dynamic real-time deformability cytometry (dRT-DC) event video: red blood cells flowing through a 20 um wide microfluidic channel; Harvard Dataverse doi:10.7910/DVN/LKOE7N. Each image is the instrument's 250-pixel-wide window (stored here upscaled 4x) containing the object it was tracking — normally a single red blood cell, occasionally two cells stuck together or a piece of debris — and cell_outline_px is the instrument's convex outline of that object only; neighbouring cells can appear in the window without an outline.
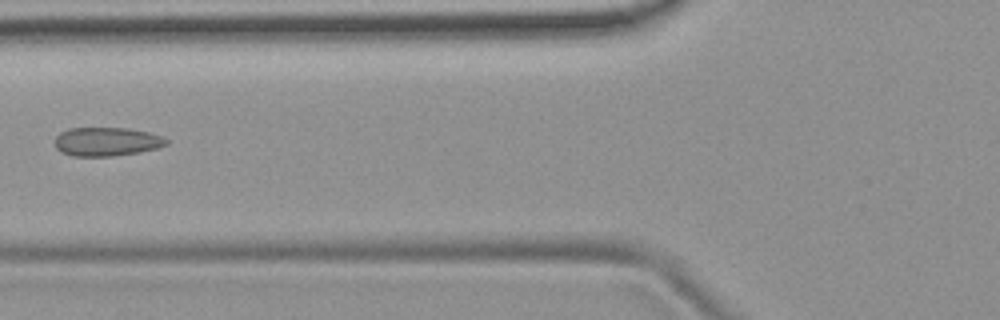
{"species": "common noctule bat (a hibernating species)", "species_latin": "Nyctalus noctula", "temperature_condition": "room temperature", "stored_images_in_passage": 2, "camera_frame_rate_fps": 3000, "um_per_image_px": 0.085, "animal": {"sex": "female", "body_mass_g": 19.9}, "frame": {"image": 1, "passage_image": 2, "time_ms": 1.333, "image_size_px": [1000, 320], "cell_outline_px": [[168, 144], [156, 148], [140, 152], [112, 156], [72, 156], [60, 152], [56, 148], [56, 136], [60, 132], [68, 128], [128, 128], [148, 132], [160, 136], [168, 140]], "centroid_in_image_um": [9.04, 12.04], "position_along_channel_um": 116.8, "area_um2": 18.67}}